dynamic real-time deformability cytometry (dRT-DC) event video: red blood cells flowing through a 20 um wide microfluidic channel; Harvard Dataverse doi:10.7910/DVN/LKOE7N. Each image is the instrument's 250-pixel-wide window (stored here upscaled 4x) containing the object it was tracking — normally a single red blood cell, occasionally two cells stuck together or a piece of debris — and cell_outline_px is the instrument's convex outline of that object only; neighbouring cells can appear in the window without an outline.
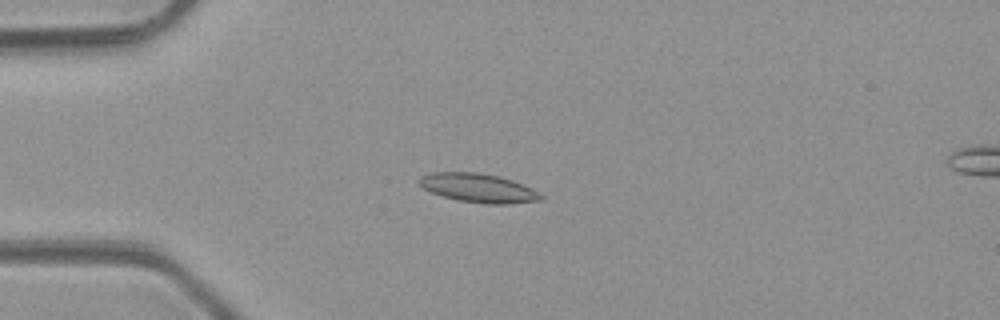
{"species": "common noctule bat (a hibernating species)", "species_latin": "Nyctalus noctula", "temperature_condition": "room temperature", "stored_images_in_passage": 5, "camera_frame_rate_fps": 3000, "um_per_image_px": 0.085, "animal": {"sex": "male", "body_mass_g": 23.1, "forearm_length_mm": 52.7}, "frame": {"image": 1, "passage_image": 3, "time_ms": 2.333, "image_size_px": [1000, 320], "cell_outline_px": [[544, 200], [508, 204], [488, 204], [456, 200], [432, 192], [416, 184], [416, 180], [420, 176], [432, 172], [476, 172], [500, 176], [524, 184], [532, 188], [544, 196]], "centroid_in_image_um": [40.66, 15.97], "position_along_channel_um": 44.3, "area_um2": 20.75}}
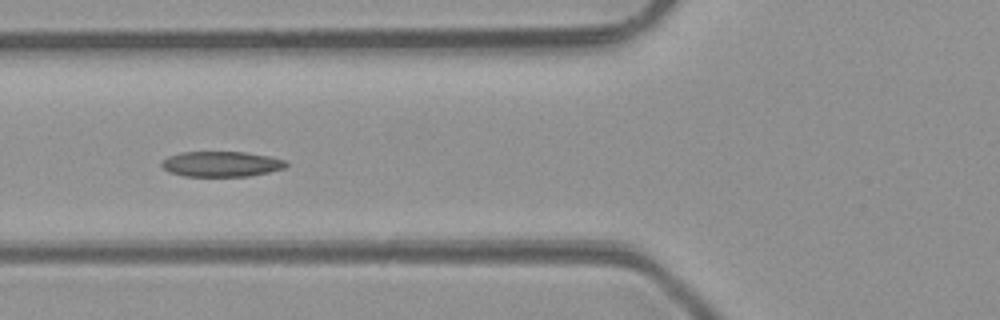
{"frame": {"image": 2, "passage_image": 5, "time_ms": 4.333, "image_size_px": [1000, 320], "cell_outline_px": [[288, 164], [284, 168], [268, 172], [248, 176], [184, 176], [168, 172], [160, 164], [160, 160], [168, 156], [180, 152], [244, 152], [272, 156], [284, 160]], "centroid_in_image_um": [18.77, 13.93], "position_along_channel_um": 107.0, "area_um2": 18.5}}